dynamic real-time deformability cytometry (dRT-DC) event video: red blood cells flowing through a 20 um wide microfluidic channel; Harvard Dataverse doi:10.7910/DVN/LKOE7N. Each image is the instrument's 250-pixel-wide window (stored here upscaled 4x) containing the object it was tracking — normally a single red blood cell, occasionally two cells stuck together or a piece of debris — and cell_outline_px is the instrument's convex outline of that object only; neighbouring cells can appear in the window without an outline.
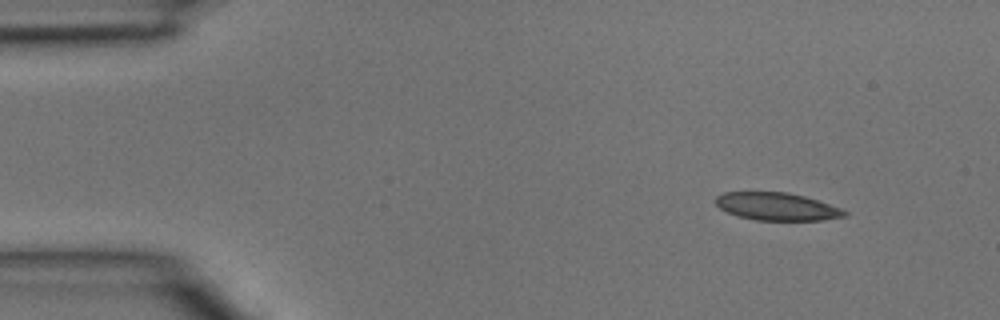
{"species": "common noctule bat (a hibernating species)", "species_latin": "Nyctalus noctula", "temperature_condition": "room temperature", "stored_images_in_passage": 10, "camera_frame_rate_fps": 3000, "um_per_image_px": 0.085, "animal": {"sex": "male", "body_mass_g": 15.6}, "frame": {"image": 1, "passage_image": 2, "time_ms": 0.333, "image_size_px": [1000, 320], "cell_outline_px": [[848, 216], [824, 220], [756, 220], [740, 216], [728, 212], [720, 208], [716, 204], [716, 196], [724, 192], [788, 192], [804, 196], [840, 208], [848, 212]], "centroid_in_image_um": [66.05, 17.55], "position_along_channel_um": 18.9, "area_um2": 20.63}}